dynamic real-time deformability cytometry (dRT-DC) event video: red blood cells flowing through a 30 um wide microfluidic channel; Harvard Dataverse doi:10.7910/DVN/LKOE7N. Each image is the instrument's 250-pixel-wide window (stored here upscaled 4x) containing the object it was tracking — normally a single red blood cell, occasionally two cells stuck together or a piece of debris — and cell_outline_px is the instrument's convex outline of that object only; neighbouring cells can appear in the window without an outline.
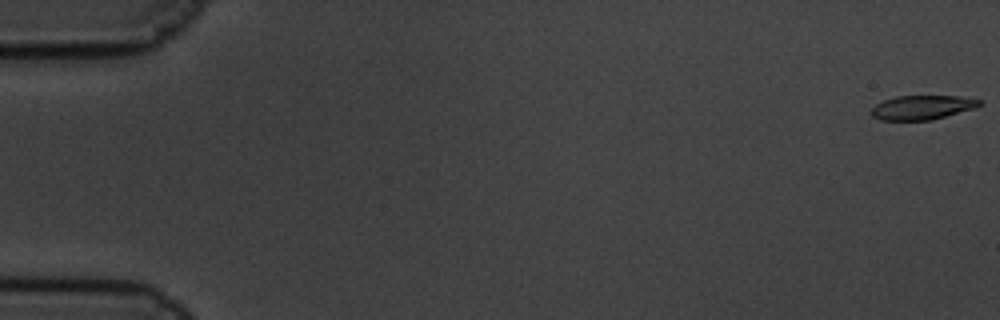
{"species": "common noctule bat (a hibernating species)", "species_latin": "Nyctalus noctula", "temperature_condition": "cold", "stored_images_in_passage": 61, "camera_frame_rate_fps": 3000, "um_per_image_px": 0.085, "animal": {"sex": "male", "body_mass_g": 19.5, "forearm_length_mm": 54.6}, "frame": {"image": 1, "passage_image": 1, "time_ms": 0.0, "image_size_px": [1000, 320], "cell_outline_px": [[980, 104], [976, 108], [932, 120], [880, 120], [872, 116], [872, 108], [876, 104], [884, 100], [896, 96], [960, 96], [980, 100]], "centroid_in_image_um": [78.38, 9.13], "position_along_channel_um": 6.6, "area_um2": 15.2}}
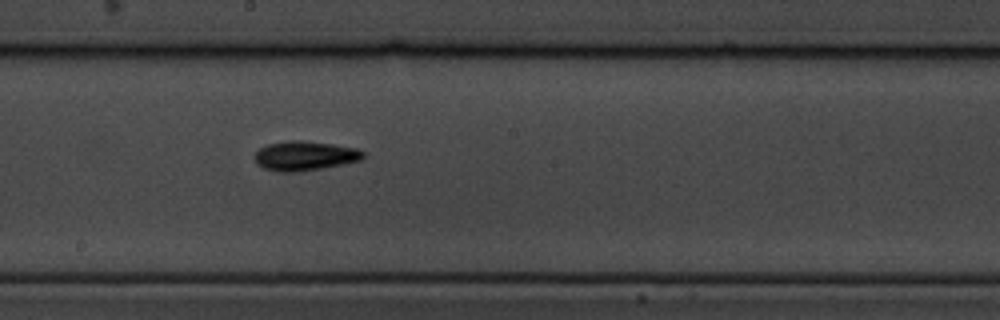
{"frame": {"image": 2, "passage_image": 34, "time_ms": 11.0, "image_size_px": [1000, 320], "cell_outline_px": [[364, 156], [360, 160], [344, 164], [300, 172], [276, 172], [264, 168], [256, 164], [252, 156], [260, 148], [268, 144], [288, 140], [300, 140], [332, 144], [356, 148], [364, 152]], "centroid_in_image_um": [25.86, 13.25], "position_along_channel_um": 222.3, "area_um2": 18.79}}
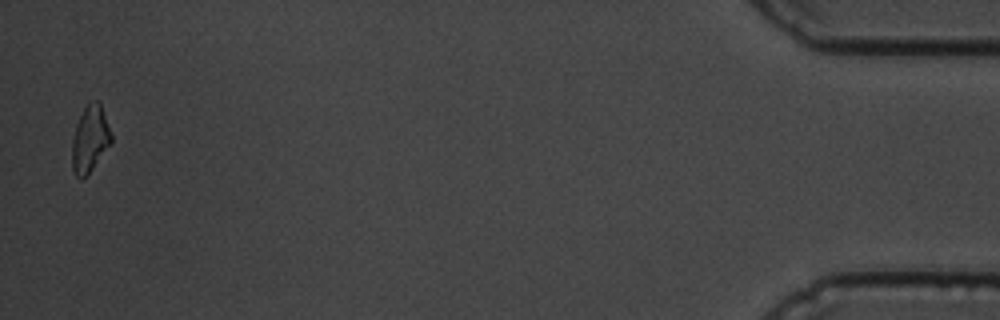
{"frame": {"image": 3, "passage_image": 60, "time_ms": 19.667, "image_size_px": [1000, 320], "cell_outline_px": [[112, 144], [92, 168], [80, 180], [72, 172], [72, 140], [76, 124], [84, 108], [92, 100], [100, 100], [112, 132]], "centroid_in_image_um": [7.67, 11.79], "position_along_channel_um": 427.5, "area_um2": 15.43}, "authors_computed_cell_mechanics": {"area_um2": 16.5886, "velocity_mm_per_s": 3.3602, "shape_relaxation_time_tau1_ms": 2.6777, "shape_relaxation_time_tau2_ms": 9.8803, "deformation_change_tau1": 0.1511, "deformation_change_tau2": 0.1713}}